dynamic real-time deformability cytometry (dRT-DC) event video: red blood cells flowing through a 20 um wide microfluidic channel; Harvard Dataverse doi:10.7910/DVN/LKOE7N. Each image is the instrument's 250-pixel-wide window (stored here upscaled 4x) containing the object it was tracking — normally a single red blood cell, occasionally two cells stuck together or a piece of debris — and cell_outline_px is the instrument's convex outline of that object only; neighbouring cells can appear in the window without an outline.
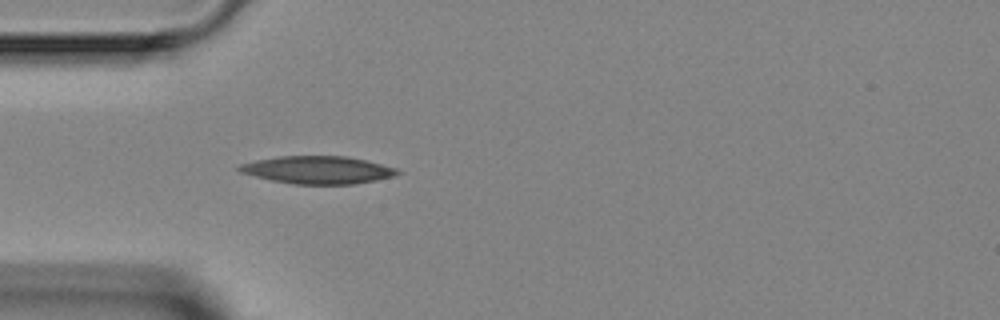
{"species": "Egyptian fruit bat (a non-hibernating species)", "species_latin": "Rousettus aegyptiacus", "temperature_condition": "room temperature", "stored_images_in_passage": 1, "camera_frame_rate_fps": 3000, "um_per_image_px": 0.085, "animal": {"sex": "female"}, "frame": {"image": 1, "passage_image": 1, "time_ms": 0.0, "image_size_px": [1000, 320], "cell_outline_px": [[404, 172], [396, 176], [376, 180], [352, 184], [296, 184], [272, 180], [240, 172], [236, 168], [240, 164], [256, 160], [280, 156], [344, 156], [364, 160], [396, 168]], "centroid_in_image_um": [27.04, 14.44], "position_along_channel_um": 58.0, "area_um2": 25.32}}